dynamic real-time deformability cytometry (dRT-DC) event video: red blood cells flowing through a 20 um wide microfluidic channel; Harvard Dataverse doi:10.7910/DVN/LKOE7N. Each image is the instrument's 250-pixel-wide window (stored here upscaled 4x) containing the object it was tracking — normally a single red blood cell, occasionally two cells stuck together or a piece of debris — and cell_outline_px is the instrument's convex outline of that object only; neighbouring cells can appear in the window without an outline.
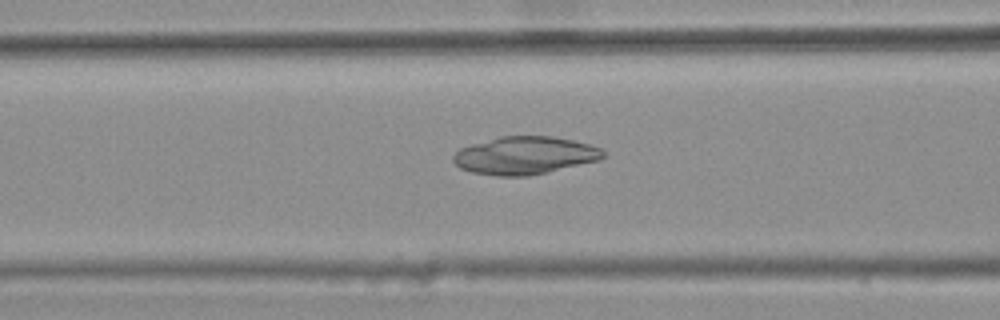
{"species": "common noctule bat (a hibernating species)", "species_latin": "Nyctalus noctula", "temperature_condition": "warm", "stored_images_in_passage": 44, "camera_frame_rate_fps": 3000, "um_per_image_px": 0.085, "animal": {"sex": "female", "body_mass_g": 25.1}, "frame": {"image": 1, "passage_image": 18, "time_ms": 5.667, "image_size_px": [1000, 320], "cell_outline_px": [[604, 156], [600, 160], [548, 172], [528, 176], [496, 176], [472, 172], [460, 168], [452, 160], [452, 156], [460, 148], [472, 144], [500, 136], [552, 136], [572, 140], [588, 144], [600, 148], [604, 152]], "centroid_in_image_um": [44.59, 13.22], "position_along_channel_um": 122.0, "area_um2": 32.95}}
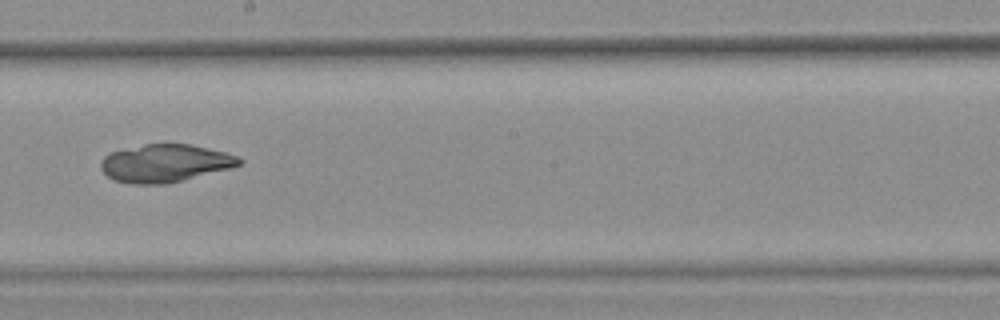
{"frame": {"image": 2, "passage_image": 27, "time_ms": 8.667, "image_size_px": [1000, 320], "cell_outline_px": [[244, 160], [240, 164], [232, 168], [184, 180], [164, 184], [132, 184], [112, 180], [100, 168], [100, 164], [104, 156], [112, 152], [144, 144], [192, 144], [224, 152], [236, 156]], "centroid_in_image_um": [14.04, 13.88], "position_along_channel_um": 234.2, "area_um2": 30.46}}
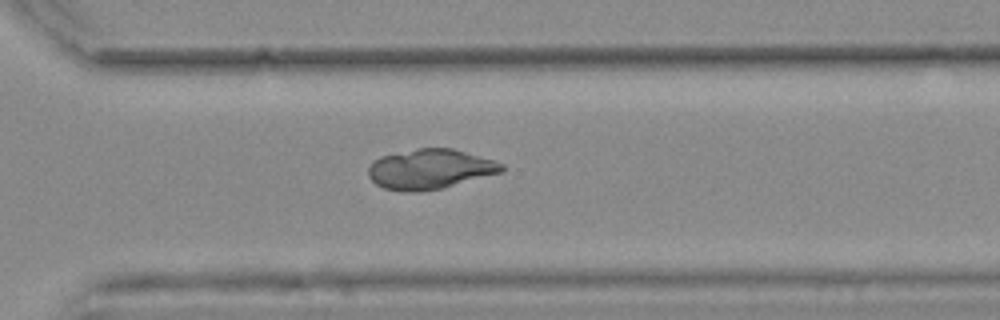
{"frame": {"image": 3, "passage_image": 35, "time_ms": 11.333, "image_size_px": [1000, 320], "cell_outline_px": [[504, 172], [444, 188], [416, 192], [400, 192], [384, 188], [376, 184], [368, 176], [368, 168], [380, 156], [420, 148], [452, 148], [492, 160], [504, 164]], "centroid_in_image_um": [36.57, 14.4], "position_along_channel_um": 334.0, "area_um2": 31.04}}